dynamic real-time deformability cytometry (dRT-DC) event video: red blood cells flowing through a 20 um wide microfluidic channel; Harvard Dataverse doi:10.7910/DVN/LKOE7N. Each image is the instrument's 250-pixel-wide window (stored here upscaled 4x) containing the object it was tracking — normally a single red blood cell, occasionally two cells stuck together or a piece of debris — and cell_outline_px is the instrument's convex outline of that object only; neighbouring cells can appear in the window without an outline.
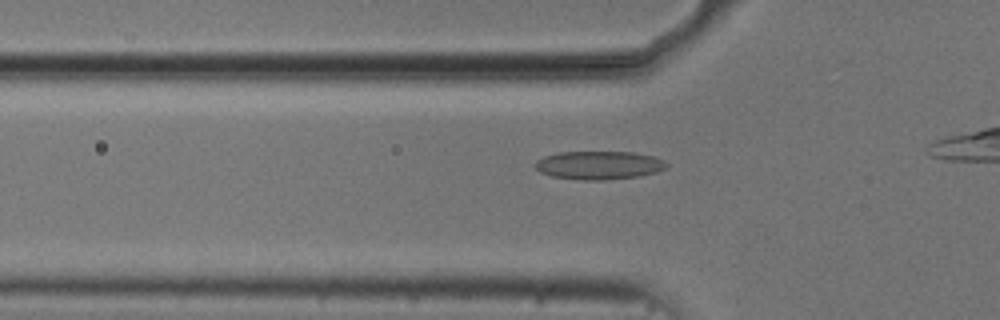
{"species": "common noctule bat (a hibernating species)", "species_latin": "Nyctalus noctula", "temperature_condition": "cold", "stored_images_in_passage": 35, "camera_frame_rate_fps": 3000, "um_per_image_px": 0.085, "animal": {"sex": "male", "body_mass_g": 20.5, "forearm_length_mm": 52.5}, "frame": {"image": 1, "passage_image": 8, "time_ms": 2.333, "image_size_px": [1000, 320], "cell_outline_px": [[668, 164], [664, 168], [656, 172], [640, 176], [604, 180], [584, 180], [552, 176], [540, 172], [532, 164], [536, 160], [544, 156], [560, 152], [632, 152], [652, 156], [664, 160]], "centroid_in_image_um": [50.88, 14.04], "position_along_channel_um": 74.9, "area_um2": 21.68}}
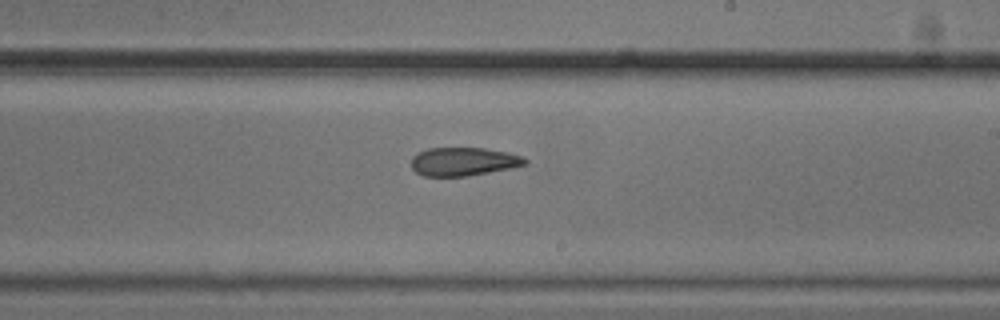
{"frame": {"image": 2, "passage_image": 22, "time_ms": 7.0, "image_size_px": [1000, 320], "cell_outline_px": [[528, 164], [512, 168], [468, 176], [424, 176], [416, 172], [412, 168], [412, 156], [416, 152], [428, 148], [484, 148], [508, 152], [524, 156], [528, 160]], "centroid_in_image_um": [39.42, 13.73], "position_along_channel_um": 249.6, "area_um2": 19.07}}
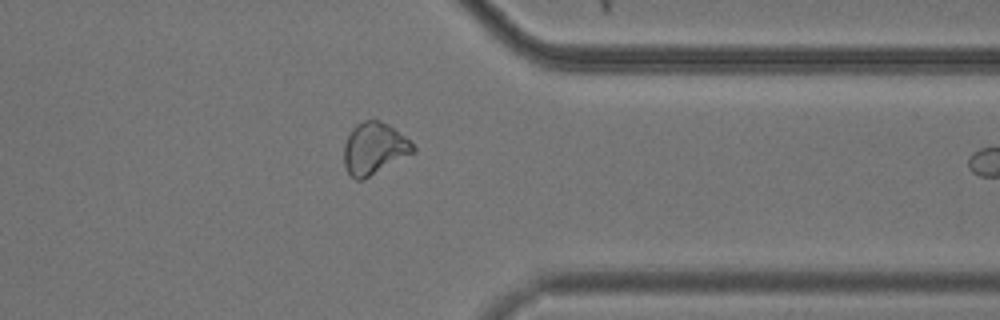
{"frame": {"image": 3, "passage_image": 33, "time_ms": 10.667, "image_size_px": [1000, 320], "cell_outline_px": [[416, 152], [364, 180], [356, 180], [348, 172], [344, 164], [344, 144], [352, 128], [356, 124], [364, 120], [380, 120], [388, 124], [404, 136], [416, 148]], "centroid_in_image_um": [31.81, 12.64], "position_along_channel_um": 379.6, "area_um2": 20.98}}